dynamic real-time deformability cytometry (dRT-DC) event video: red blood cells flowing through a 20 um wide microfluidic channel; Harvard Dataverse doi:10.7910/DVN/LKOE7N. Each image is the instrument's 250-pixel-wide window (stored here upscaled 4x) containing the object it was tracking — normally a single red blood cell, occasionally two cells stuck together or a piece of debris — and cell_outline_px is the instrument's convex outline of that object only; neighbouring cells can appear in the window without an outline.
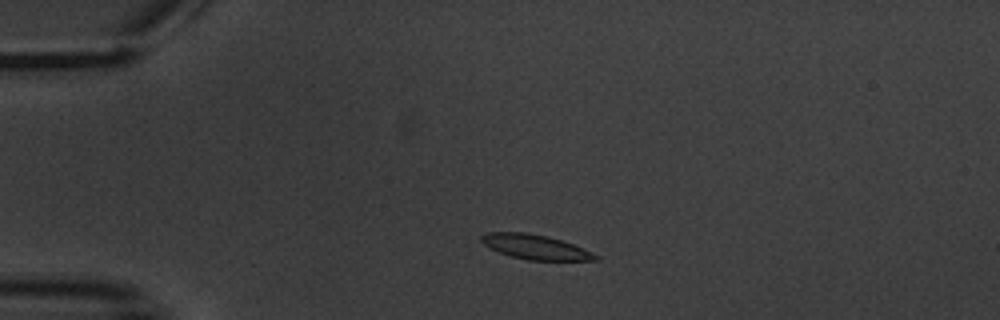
{"species": "common noctule bat (a hibernating species)", "species_latin": "Nyctalus noctula", "temperature_condition": "warm", "stored_images_in_passage": 3, "camera_frame_rate_fps": 3000, "um_per_image_px": 0.085, "animal": {"sex": "male", "body_mass_g": 20.1, "forearm_length_mm": 53.5}, "frame": {"image": 1, "passage_image": 2, "time_ms": 1.0, "image_size_px": [1000, 320], "cell_outline_px": [[600, 260], [528, 260], [512, 256], [500, 252], [484, 244], [480, 240], [480, 236], [488, 232], [528, 232], [548, 236], [572, 244], [600, 256]], "centroid_in_image_um": [45.5, 20.98], "position_along_channel_um": 39.5, "area_um2": 16.18}}